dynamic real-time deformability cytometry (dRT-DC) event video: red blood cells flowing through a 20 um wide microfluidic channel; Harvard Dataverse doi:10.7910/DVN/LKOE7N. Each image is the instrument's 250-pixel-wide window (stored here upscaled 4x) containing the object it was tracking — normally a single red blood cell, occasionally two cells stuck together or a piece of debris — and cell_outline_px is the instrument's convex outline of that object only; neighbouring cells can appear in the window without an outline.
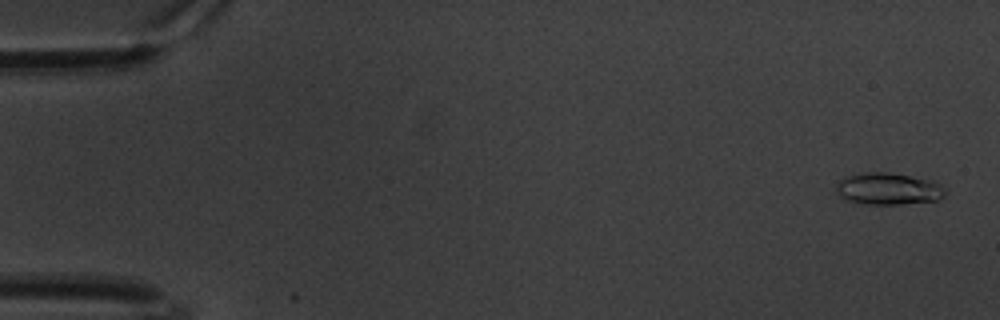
{"species": "common noctule bat (a hibernating species)", "species_latin": "Nyctalus noctula", "temperature_condition": "warm", "stored_images_in_passage": 5, "camera_frame_rate_fps": 3000, "um_per_image_px": 0.085, "animal": {"sex": "male", "body_mass_g": 20.1, "forearm_length_mm": 53.5}, "frame": {"image": 1, "passage_image": 2, "time_ms": 0.333, "image_size_px": [1000, 320], "cell_outline_px": [[944, 196], [936, 200], [900, 204], [868, 204], [844, 200], [840, 196], [836, 188], [836, 184], [844, 176], [860, 172], [888, 172], [936, 180], [944, 184]], "centroid_in_image_um": [75.51, 16.02], "position_along_channel_um": 9.5, "area_um2": 20.58}}